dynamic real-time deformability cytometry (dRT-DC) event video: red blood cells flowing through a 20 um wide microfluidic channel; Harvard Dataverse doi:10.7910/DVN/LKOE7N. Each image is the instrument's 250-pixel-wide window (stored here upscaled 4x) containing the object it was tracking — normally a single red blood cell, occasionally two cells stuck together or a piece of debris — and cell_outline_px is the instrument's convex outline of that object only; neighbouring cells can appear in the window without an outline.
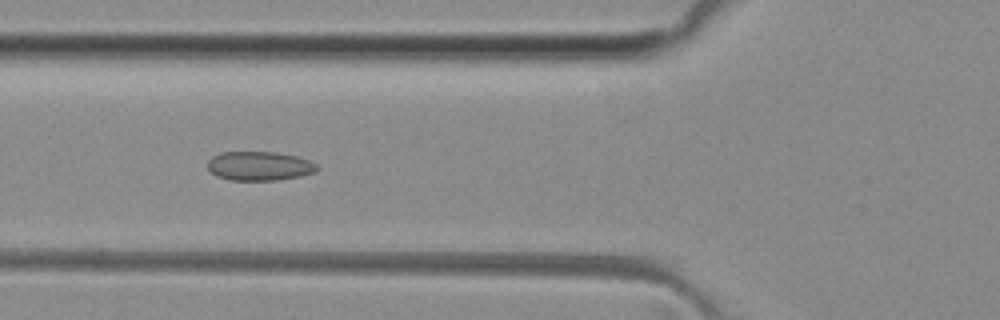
{"species": "common noctule bat (a hibernating species)", "species_latin": "Nyctalus noctula", "temperature_condition": "room temperature", "stored_images_in_passage": 50, "camera_frame_rate_fps": 3000, "um_per_image_px": 0.085, "animal": {"sex": "female", "body_mass_g": 29.2, "forearm_length_mm": 56.3}, "frame": {"image": 1, "passage_image": 18, "time_ms": 5.667, "image_size_px": [1000, 320], "cell_outline_px": [[320, 168], [316, 172], [300, 176], [276, 180], [228, 180], [216, 176], [208, 168], [208, 160], [212, 156], [220, 152], [276, 152], [296, 156], [308, 160], [316, 164]], "centroid_in_image_um": [22.04, 14.11], "position_along_channel_um": 103.8, "area_um2": 18.61}}
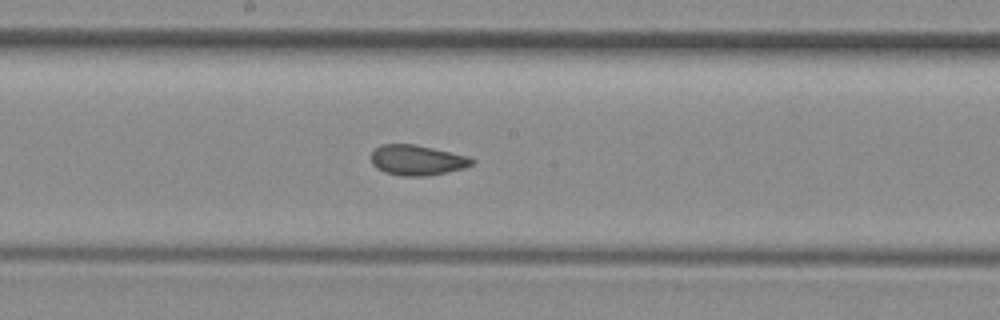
{"frame": {"image": 2, "passage_image": 26, "time_ms": 8.333, "image_size_px": [1000, 320], "cell_outline_px": [[476, 160], [472, 164], [464, 168], [428, 176], [400, 176], [384, 172], [376, 168], [372, 164], [372, 152], [376, 148], [384, 144], [416, 144], [468, 156]], "centroid_in_image_um": [35.46, 13.62], "position_along_channel_um": 212.7, "area_um2": 17.8}}
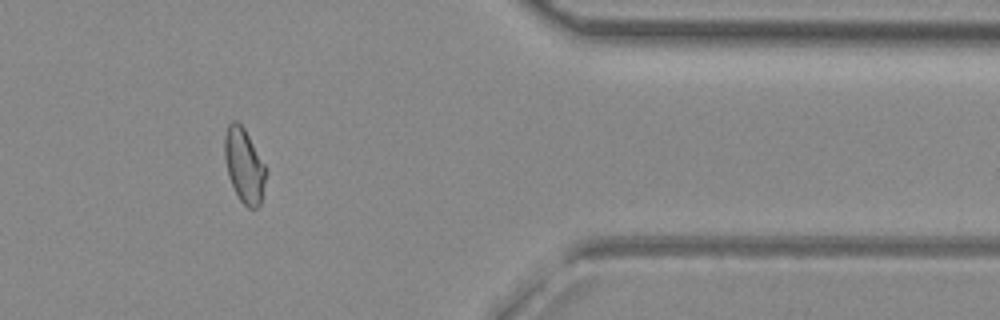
{"frame": {"image": 3, "passage_image": 41, "time_ms": 13.333, "image_size_px": [1000, 320], "cell_outline_px": [[268, 168], [260, 204], [256, 208], [248, 208], [240, 200], [228, 176], [224, 156], [224, 136], [228, 124], [232, 120], [236, 120], [244, 128]], "centroid_in_image_um": [20.76, 14.04], "position_along_channel_um": 390.6, "area_um2": 18.03}, "authors_computed_cell_mechanics": {"area_um2": 18.1781, "velocity_mm_per_s": 4.0756, "shape_relaxation_time_tau1_ms": null, "shape_relaxation_time_tau2_ms": 1.9811, "deformation_change_tau1": null, "deformation_change_tau2": 0.0628}}